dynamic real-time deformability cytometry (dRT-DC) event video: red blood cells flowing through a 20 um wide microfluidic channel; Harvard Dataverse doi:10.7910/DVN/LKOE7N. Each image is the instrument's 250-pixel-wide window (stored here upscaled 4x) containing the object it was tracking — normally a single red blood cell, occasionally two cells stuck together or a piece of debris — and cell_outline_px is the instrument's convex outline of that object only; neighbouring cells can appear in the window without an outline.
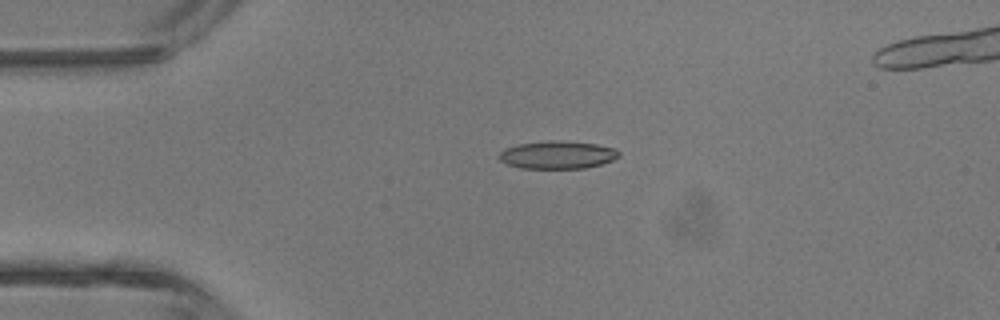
{"species": "common noctule bat (a hibernating species)", "species_latin": "Nyctalus noctula", "temperature_condition": "room temperature", "stored_images_in_passage": 4, "camera_frame_rate_fps": 3000, "um_per_image_px": 0.085, "animal": {"sex": "male", "body_mass_g": 13.3}, "frame": {"image": 1, "passage_image": 2, "time_ms": 1.0, "image_size_px": [1000, 320], "cell_outline_px": [[620, 156], [612, 160], [600, 164], [584, 168], [520, 168], [508, 164], [500, 160], [500, 152], [504, 148], [520, 144], [552, 140], [560, 140], [596, 144], [616, 148], [620, 152]], "centroid_in_image_um": [47.41, 13.16], "position_along_channel_um": 37.6, "area_um2": 19.31}}